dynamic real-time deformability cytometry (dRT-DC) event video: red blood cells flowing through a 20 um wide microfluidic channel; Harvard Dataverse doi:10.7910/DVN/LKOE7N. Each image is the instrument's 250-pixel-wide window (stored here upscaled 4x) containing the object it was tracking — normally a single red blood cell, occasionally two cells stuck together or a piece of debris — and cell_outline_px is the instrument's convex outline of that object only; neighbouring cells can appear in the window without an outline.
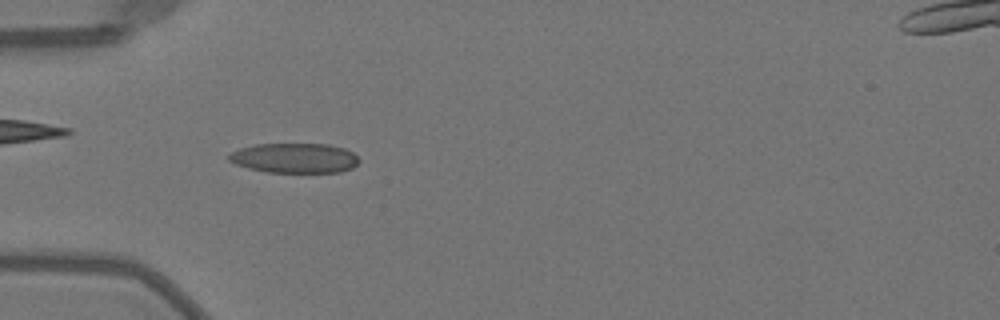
{"species": "Egyptian fruit bat (a non-hibernating species)", "species_latin": "Rousettus aegyptiacus", "temperature_condition": "warm", "stored_images_in_passage": 40, "camera_frame_rate_fps": 3000, "um_per_image_px": 0.085, "animal": {"sex": "female"}, "frame": {"image": 1, "passage_image": 5, "time_ms": 1.333, "image_size_px": [1000, 320], "cell_outline_px": [[360, 160], [352, 168], [340, 172], [268, 172], [248, 168], [236, 164], [228, 160], [228, 156], [232, 152], [240, 148], [256, 144], [328, 144], [344, 148], [352, 152]], "centroid_in_image_um": [25.04, 13.43], "position_along_channel_um": 60.0, "area_um2": 22.54}}
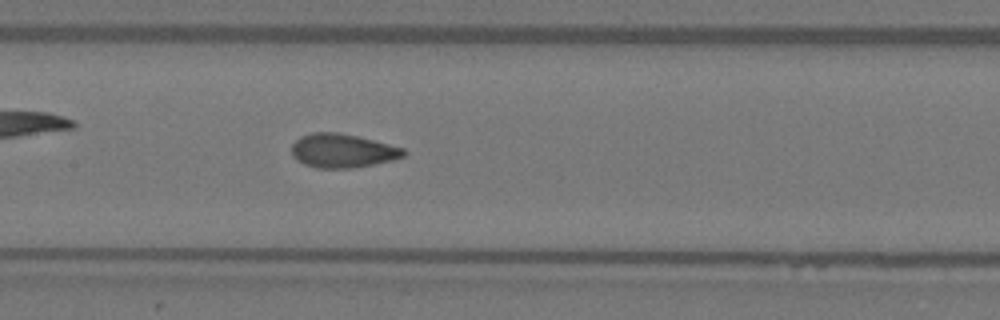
{"frame": {"image": 2, "passage_image": 14, "time_ms": 4.333, "image_size_px": [1000, 320], "cell_outline_px": [[408, 152], [404, 156], [392, 160], [352, 168], [316, 168], [304, 164], [296, 160], [292, 156], [292, 144], [300, 136], [312, 132], [336, 132], [356, 136], [404, 148]], "centroid_in_image_um": [29.08, 12.81], "position_along_channel_um": 178.3, "area_um2": 22.02}}
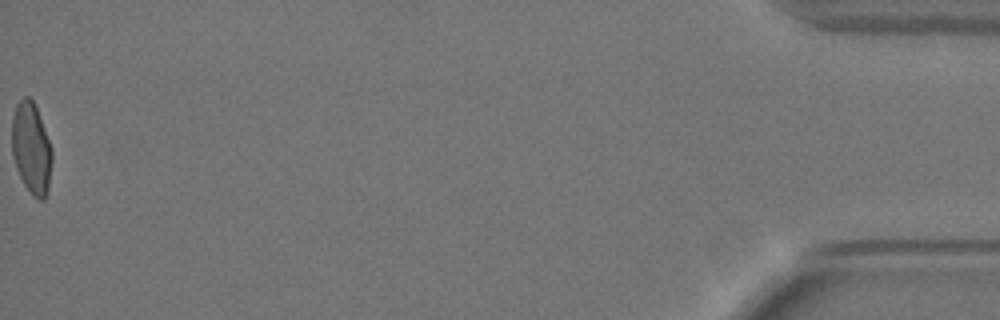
{"frame": {"image": 3, "passage_image": 40, "time_ms": 13.0, "image_size_px": [1000, 320], "cell_outline_px": [[52, 160], [48, 192], [44, 200], [40, 200], [32, 196], [24, 184], [16, 168], [12, 156], [12, 116], [16, 104], [24, 96], [28, 96], [36, 104], [52, 148]], "centroid_in_image_um": [2.67, 12.6], "position_along_channel_um": 432.5, "area_um2": 21.73}, "authors_computed_cell_mechanics": {"area_um2": 21.964, "velocity_mm_per_s": 4.0478, "shape_relaxation_time_tau1_ms": 5.2781, "shape_relaxation_time_tau2_ms": 0.7759, "deformation_change_tau1": 0.1621, "deformation_change_tau2": 0.0527}}